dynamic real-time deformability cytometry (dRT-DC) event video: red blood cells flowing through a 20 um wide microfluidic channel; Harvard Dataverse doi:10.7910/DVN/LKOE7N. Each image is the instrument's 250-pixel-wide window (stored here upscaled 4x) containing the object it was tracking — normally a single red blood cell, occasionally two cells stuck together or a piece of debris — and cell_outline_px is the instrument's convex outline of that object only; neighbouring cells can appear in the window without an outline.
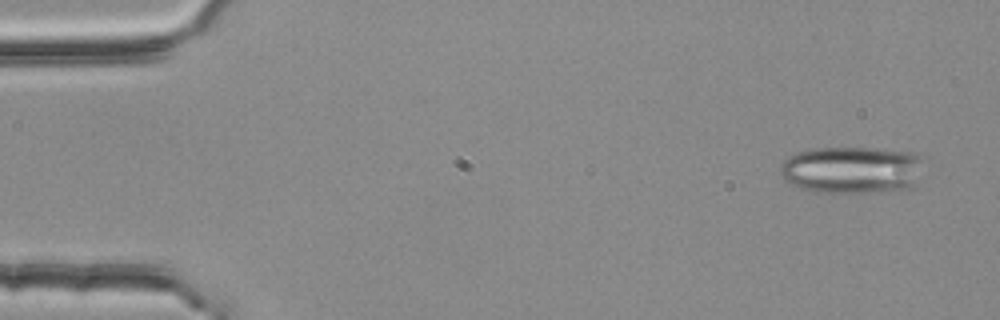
{"species": "common noctule bat (a hibernating species)", "species_latin": "Nyctalus noctula", "temperature_condition": "room temperature", "stored_images_in_passage": 3, "camera_frame_rate_fps": 3000, "um_per_image_px": 0.085, "animal": {"sex": "female", "body_mass_g": 25.1}, "frame": {"image": 1, "passage_image": 1, "time_ms": 0.0, "image_size_px": [1000, 320], "cell_outline_px": [[924, 156], [912, 188], [868, 192], [816, 192], [800, 188], [784, 180], [780, 172], [780, 164], [788, 156], [796, 152], [812, 148], [872, 148], [916, 152]], "centroid_in_image_um": [72.37, 14.42], "position_along_channel_um": 12.6, "area_um2": 39.54}}